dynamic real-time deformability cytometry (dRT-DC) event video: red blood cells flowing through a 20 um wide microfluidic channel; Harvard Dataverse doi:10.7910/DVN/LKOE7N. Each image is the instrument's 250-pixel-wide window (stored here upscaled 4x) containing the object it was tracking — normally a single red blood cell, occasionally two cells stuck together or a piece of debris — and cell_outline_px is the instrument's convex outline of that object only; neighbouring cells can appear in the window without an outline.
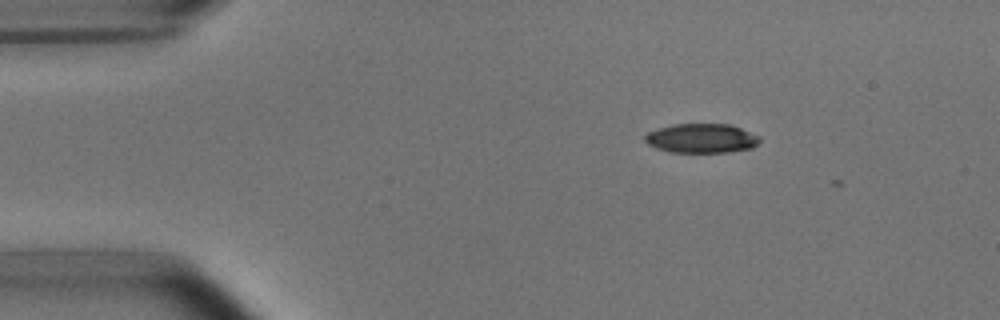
{"species": "common noctule bat (a hibernating species)", "species_latin": "Nyctalus noctula", "temperature_condition": "room temperature", "stored_images_in_passage": 2, "camera_frame_rate_fps": 3000, "um_per_image_px": 0.085, "animal": {"sex": "male", "body_mass_g": 15.6}, "frame": {"image": 1, "passage_image": 1, "time_ms": 0.0, "image_size_px": [1000, 320], "cell_outline_px": [[760, 140], [752, 148], [728, 152], [672, 152], [656, 148], [648, 144], [644, 140], [644, 136], [648, 132], [672, 124], [732, 124], [760, 136]], "centroid_in_image_um": [59.64, 11.75], "position_along_channel_um": 25.4, "area_um2": 19.59}}